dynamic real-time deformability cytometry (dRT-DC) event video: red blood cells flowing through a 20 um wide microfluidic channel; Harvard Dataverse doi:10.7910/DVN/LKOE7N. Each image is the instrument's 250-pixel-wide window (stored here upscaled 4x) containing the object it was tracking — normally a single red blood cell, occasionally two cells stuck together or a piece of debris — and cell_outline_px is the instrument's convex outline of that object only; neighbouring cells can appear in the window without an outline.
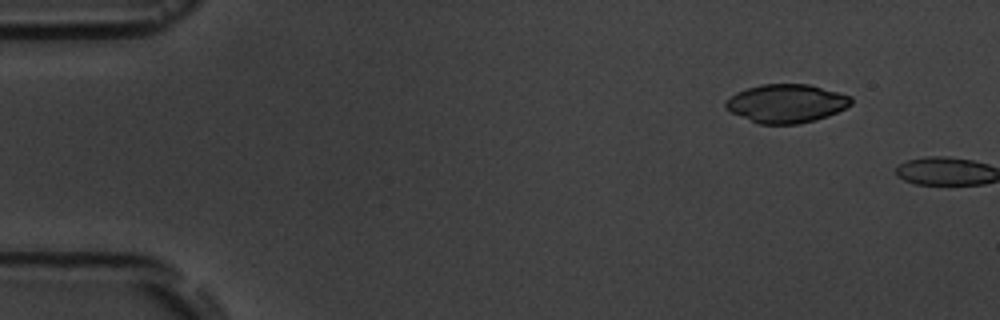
{"species": "common noctule bat (a hibernating species)", "species_latin": "Nyctalus noctula", "temperature_condition": "room temperature", "stored_images_in_passage": 2, "camera_frame_rate_fps": 3000, "um_per_image_px": 0.085, "animal": {"sex": "male", "body_mass_g": 19.5, "forearm_length_mm": 54.6}, "frame": {"image": 1, "passage_image": 1, "time_ms": 0.0, "image_size_px": [1000, 320], "cell_outline_px": [[852, 104], [828, 116], [816, 120], [796, 124], [756, 124], [724, 108], [724, 104], [736, 92], [760, 84], [808, 84], [852, 96]], "centroid_in_image_um": [66.83, 8.8], "position_along_channel_um": 18.2, "area_um2": 28.09}}